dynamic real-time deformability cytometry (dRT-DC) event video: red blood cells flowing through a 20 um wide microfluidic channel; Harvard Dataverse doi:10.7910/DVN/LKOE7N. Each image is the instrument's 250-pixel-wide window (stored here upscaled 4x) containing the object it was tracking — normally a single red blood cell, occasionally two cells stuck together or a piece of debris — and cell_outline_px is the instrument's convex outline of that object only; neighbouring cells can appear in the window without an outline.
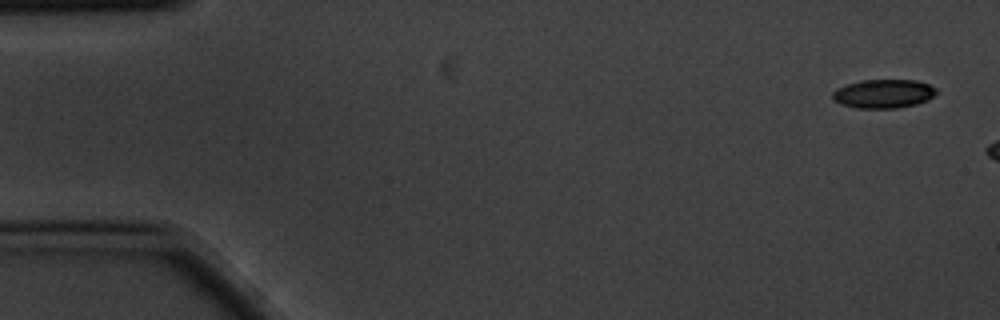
{"species": "common noctule bat (a hibernating species)", "species_latin": "Nyctalus noctula", "temperature_condition": "cold", "stored_images_in_passage": 3, "camera_frame_rate_fps": 3000, "um_per_image_px": 0.085, "animal": {"sex": "male", "body_mass_g": 20.1, "forearm_length_mm": 53.5}, "frame": {"image": 1, "passage_image": 1, "time_ms": 0.0, "image_size_px": [1000, 320], "cell_outline_px": [[936, 92], [928, 100], [916, 104], [896, 108], [856, 108], [840, 104], [832, 96], [832, 92], [836, 88], [860, 80], [916, 80], [928, 84], [936, 88]], "centroid_in_image_um": [75.09, 7.96], "position_along_channel_um": 9.9, "area_um2": 17.34}}